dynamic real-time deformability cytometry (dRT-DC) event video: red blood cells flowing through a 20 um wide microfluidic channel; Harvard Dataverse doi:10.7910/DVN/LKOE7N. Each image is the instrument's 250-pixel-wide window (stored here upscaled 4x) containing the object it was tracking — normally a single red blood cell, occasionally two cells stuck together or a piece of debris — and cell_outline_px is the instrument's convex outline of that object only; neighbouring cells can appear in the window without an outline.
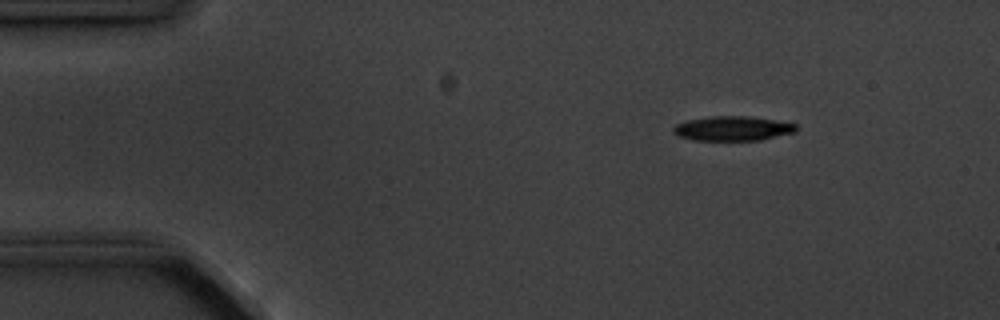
{"species": "common noctule bat (a hibernating species)", "species_latin": "Nyctalus noctula", "temperature_condition": "cold", "stored_images_in_passage": 13, "camera_frame_rate_fps": 3000, "um_per_image_px": 0.085, "animal": {"sex": "male", "body_mass_g": 20.1, "forearm_length_mm": 53.5}, "frame": {"image": 1, "passage_image": 3, "time_ms": 2.333, "image_size_px": [1000, 320], "cell_outline_px": [[796, 132], [760, 140], [696, 140], [680, 136], [672, 132], [672, 128], [676, 124], [688, 120], [712, 116], [748, 116], [776, 120], [796, 124]], "centroid_in_image_um": [62.28, 10.91], "position_along_channel_um": 22.7, "area_um2": 17.46}}
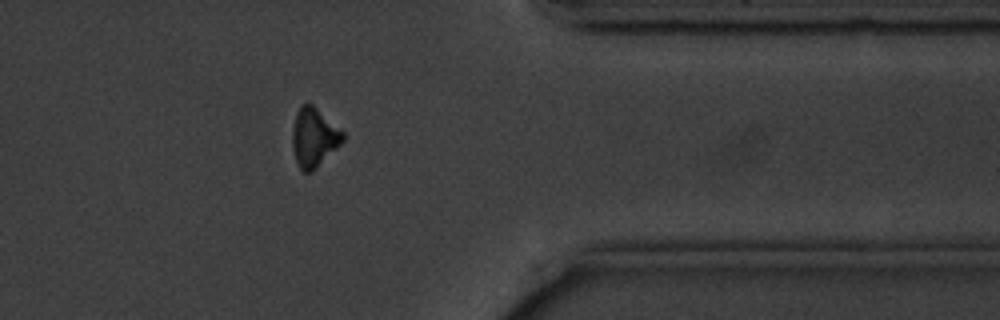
{"frame": {"image": 2, "passage_image": 13, "time_ms": 14.667, "image_size_px": [1000, 320], "cell_outline_px": [[344, 140], [312, 172], [304, 172], [300, 168], [296, 160], [292, 144], [292, 128], [296, 112], [304, 104], [312, 104], [344, 132]], "centroid_in_image_um": [26.68, 11.68], "position_along_channel_um": 384.7, "area_um2": 17.05}, "authors_computed_cell_mechanics": {"area_um2": 17.629, "velocity_mm_per_s": 3.6159, "shape_relaxation_time_tau1_ms": 2.9191, "shape_relaxation_time_tau2_ms": null, "deformation_change_tau1": 0.1592, "deformation_change_tau2": null}}